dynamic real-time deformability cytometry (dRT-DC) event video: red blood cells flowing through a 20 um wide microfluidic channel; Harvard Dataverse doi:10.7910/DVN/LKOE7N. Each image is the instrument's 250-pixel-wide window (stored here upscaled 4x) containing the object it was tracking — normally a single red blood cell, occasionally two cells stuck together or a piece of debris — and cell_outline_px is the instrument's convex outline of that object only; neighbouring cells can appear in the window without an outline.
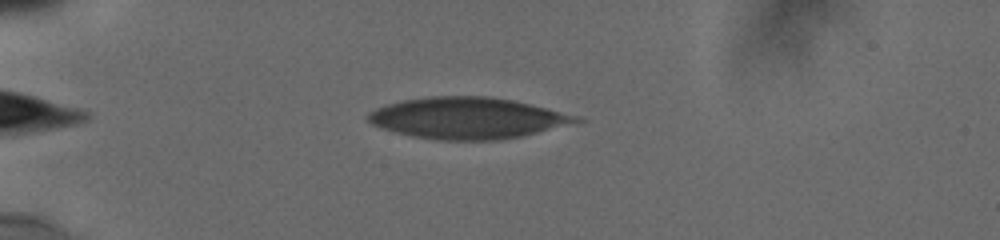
{"species": "human", "species_latin": "Homo sapiens", "temperature_condition": "cold", "stored_images_in_passage": 11, "camera_frame_rate_fps": 3000, "um_per_image_px": 0.085, "donor": {"sex": "male"}, "frame": {"image": 1, "passage_image": 5, "time_ms": 1.667, "image_size_px": [1000, 240], "cell_outline_px": [[588, 120], [520, 136], [496, 140], [440, 140], [412, 136], [380, 128], [372, 124], [364, 116], [368, 112], [376, 108], [388, 104], [404, 100], [428, 96], [488, 96], [512, 100], [580, 116]], "centroid_in_image_um": [39.71, 10.03], "position_along_channel_um": 45.3, "area_um2": 50.0}}